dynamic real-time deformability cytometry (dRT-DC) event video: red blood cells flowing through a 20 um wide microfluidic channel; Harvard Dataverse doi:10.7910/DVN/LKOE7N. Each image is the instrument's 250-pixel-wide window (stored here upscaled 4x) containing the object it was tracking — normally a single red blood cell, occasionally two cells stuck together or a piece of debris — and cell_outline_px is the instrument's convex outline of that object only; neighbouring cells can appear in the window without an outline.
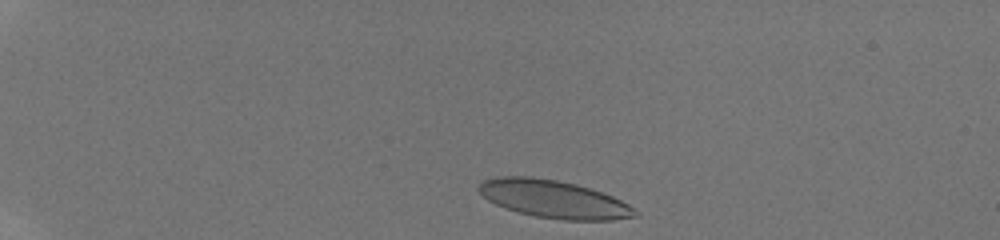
{"species": "human", "species_latin": "Homo sapiens", "temperature_condition": "room temperature", "stored_images_in_passage": 38, "camera_frame_rate_fps": 3000, "um_per_image_px": 0.085, "donor": {"sex": "male"}, "frame": {"image": 1, "passage_image": 2, "time_ms": 0.333, "image_size_px": [1000, 240], "cell_outline_px": [[640, 216], [612, 220], [564, 220], [536, 216], [504, 208], [488, 200], [476, 188], [484, 180], [500, 176], [532, 176], [556, 180], [576, 184], [612, 196], [628, 204], [640, 212]], "centroid_in_image_um": [47.09, 16.93], "position_along_channel_um": 37.9, "area_um2": 34.28}}
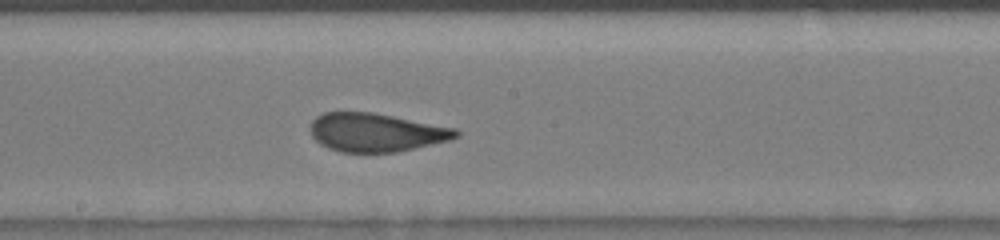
{"frame": {"image": 2, "passage_image": 21, "time_ms": 6.667, "image_size_px": [1000, 240], "cell_outline_px": [[460, 136], [448, 140], [396, 152], [340, 152], [328, 148], [320, 144], [312, 136], [312, 120], [316, 116], [324, 112], [372, 112], [456, 128], [460, 132]], "centroid_in_image_um": [31.96, 11.25], "position_along_channel_um": 216.2, "area_um2": 32.43}}
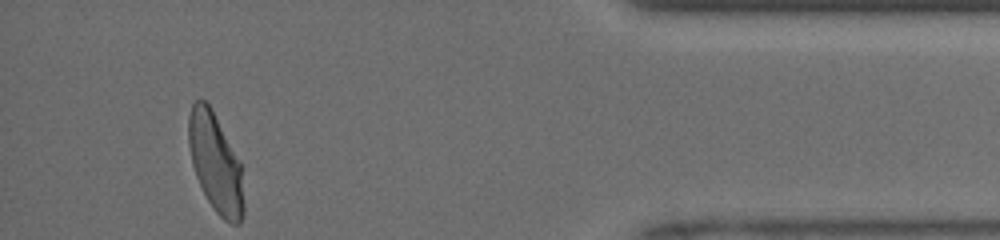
{"frame": {"image": 3, "passage_image": 38, "time_ms": 12.333, "image_size_px": [1000, 240], "cell_outline_px": [[244, 212], [240, 224], [232, 224], [224, 220], [216, 212], [208, 200], [196, 176], [192, 164], [188, 144], [188, 116], [192, 104], [196, 100], [204, 100], [212, 108], [240, 164], [244, 204]], "centroid_in_image_um": [18.3, 13.86], "position_along_channel_um": 416.9, "area_um2": 31.39}, "authors_computed_cell_mechanics": {"area_um2": 33.3506, "velocity_mm_per_s": 4.2142, "shape_relaxation_time_tau1_ms": null, "shape_relaxation_time_tau2_ms": 0.636, "deformation_change_tau1": null, "deformation_change_tau2": 0.0848}}